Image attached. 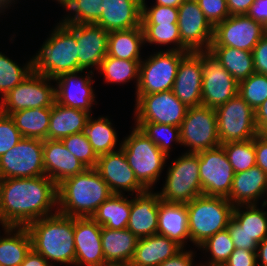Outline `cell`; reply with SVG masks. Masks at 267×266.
<instances>
[{"instance_id": "1", "label": "cell", "mask_w": 267, "mask_h": 266, "mask_svg": "<svg viewBox=\"0 0 267 266\" xmlns=\"http://www.w3.org/2000/svg\"><path fill=\"white\" fill-rule=\"evenodd\" d=\"M56 204L57 185L46 175L0 179V223L5 230L53 214L50 209Z\"/></svg>"}, {"instance_id": "2", "label": "cell", "mask_w": 267, "mask_h": 266, "mask_svg": "<svg viewBox=\"0 0 267 266\" xmlns=\"http://www.w3.org/2000/svg\"><path fill=\"white\" fill-rule=\"evenodd\" d=\"M57 212L69 217H92L112 192L96 168H86L57 185Z\"/></svg>"}, {"instance_id": "3", "label": "cell", "mask_w": 267, "mask_h": 266, "mask_svg": "<svg viewBox=\"0 0 267 266\" xmlns=\"http://www.w3.org/2000/svg\"><path fill=\"white\" fill-rule=\"evenodd\" d=\"M32 249L48 263L75 264L74 217L56 213L26 226Z\"/></svg>"}, {"instance_id": "4", "label": "cell", "mask_w": 267, "mask_h": 266, "mask_svg": "<svg viewBox=\"0 0 267 266\" xmlns=\"http://www.w3.org/2000/svg\"><path fill=\"white\" fill-rule=\"evenodd\" d=\"M77 46L76 24L59 23L31 59L32 70L51 79L78 71Z\"/></svg>"}, {"instance_id": "5", "label": "cell", "mask_w": 267, "mask_h": 266, "mask_svg": "<svg viewBox=\"0 0 267 266\" xmlns=\"http://www.w3.org/2000/svg\"><path fill=\"white\" fill-rule=\"evenodd\" d=\"M186 206L190 241L198 246L228 227L234 208L226 197L206 195L196 197Z\"/></svg>"}, {"instance_id": "6", "label": "cell", "mask_w": 267, "mask_h": 266, "mask_svg": "<svg viewBox=\"0 0 267 266\" xmlns=\"http://www.w3.org/2000/svg\"><path fill=\"white\" fill-rule=\"evenodd\" d=\"M120 148L138 182L145 189H150L158 180L167 156L136 126Z\"/></svg>"}, {"instance_id": "7", "label": "cell", "mask_w": 267, "mask_h": 266, "mask_svg": "<svg viewBox=\"0 0 267 266\" xmlns=\"http://www.w3.org/2000/svg\"><path fill=\"white\" fill-rule=\"evenodd\" d=\"M199 155L185 153L168 169L167 179L160 199L166 202L188 204L203 195L199 177Z\"/></svg>"}, {"instance_id": "8", "label": "cell", "mask_w": 267, "mask_h": 266, "mask_svg": "<svg viewBox=\"0 0 267 266\" xmlns=\"http://www.w3.org/2000/svg\"><path fill=\"white\" fill-rule=\"evenodd\" d=\"M160 51L139 64L137 95L172 90L180 61L189 53L176 50Z\"/></svg>"}, {"instance_id": "9", "label": "cell", "mask_w": 267, "mask_h": 266, "mask_svg": "<svg viewBox=\"0 0 267 266\" xmlns=\"http://www.w3.org/2000/svg\"><path fill=\"white\" fill-rule=\"evenodd\" d=\"M203 68L202 106L216 109L238 94V82L210 50L194 51Z\"/></svg>"}, {"instance_id": "10", "label": "cell", "mask_w": 267, "mask_h": 266, "mask_svg": "<svg viewBox=\"0 0 267 266\" xmlns=\"http://www.w3.org/2000/svg\"><path fill=\"white\" fill-rule=\"evenodd\" d=\"M215 111L220 144L247 141L258 134L255 111L238 94Z\"/></svg>"}, {"instance_id": "11", "label": "cell", "mask_w": 267, "mask_h": 266, "mask_svg": "<svg viewBox=\"0 0 267 266\" xmlns=\"http://www.w3.org/2000/svg\"><path fill=\"white\" fill-rule=\"evenodd\" d=\"M51 79L34 71L9 91L0 102V112L6 115L28 108H51L56 101Z\"/></svg>"}, {"instance_id": "12", "label": "cell", "mask_w": 267, "mask_h": 266, "mask_svg": "<svg viewBox=\"0 0 267 266\" xmlns=\"http://www.w3.org/2000/svg\"><path fill=\"white\" fill-rule=\"evenodd\" d=\"M180 143L190 147L188 153L221 146L215 109L202 105L188 108L180 126Z\"/></svg>"}, {"instance_id": "13", "label": "cell", "mask_w": 267, "mask_h": 266, "mask_svg": "<svg viewBox=\"0 0 267 266\" xmlns=\"http://www.w3.org/2000/svg\"><path fill=\"white\" fill-rule=\"evenodd\" d=\"M43 175V140L22 137L16 146L0 156V179Z\"/></svg>"}, {"instance_id": "14", "label": "cell", "mask_w": 267, "mask_h": 266, "mask_svg": "<svg viewBox=\"0 0 267 266\" xmlns=\"http://www.w3.org/2000/svg\"><path fill=\"white\" fill-rule=\"evenodd\" d=\"M136 97V122H153L180 127L188 110L172 90Z\"/></svg>"}, {"instance_id": "15", "label": "cell", "mask_w": 267, "mask_h": 266, "mask_svg": "<svg viewBox=\"0 0 267 266\" xmlns=\"http://www.w3.org/2000/svg\"><path fill=\"white\" fill-rule=\"evenodd\" d=\"M197 154L203 195L227 197L231 191L235 172L224 149L219 146Z\"/></svg>"}, {"instance_id": "16", "label": "cell", "mask_w": 267, "mask_h": 266, "mask_svg": "<svg viewBox=\"0 0 267 266\" xmlns=\"http://www.w3.org/2000/svg\"><path fill=\"white\" fill-rule=\"evenodd\" d=\"M264 36V26L247 14L230 15L214 26L210 46H227L252 52Z\"/></svg>"}, {"instance_id": "17", "label": "cell", "mask_w": 267, "mask_h": 266, "mask_svg": "<svg viewBox=\"0 0 267 266\" xmlns=\"http://www.w3.org/2000/svg\"><path fill=\"white\" fill-rule=\"evenodd\" d=\"M178 28L181 43L190 52L209 50L214 27L196 0H184L178 7Z\"/></svg>"}, {"instance_id": "18", "label": "cell", "mask_w": 267, "mask_h": 266, "mask_svg": "<svg viewBox=\"0 0 267 266\" xmlns=\"http://www.w3.org/2000/svg\"><path fill=\"white\" fill-rule=\"evenodd\" d=\"M95 168L107 183L112 194H121L123 189L137 193L146 190L136 179L121 148L118 151L98 156Z\"/></svg>"}, {"instance_id": "19", "label": "cell", "mask_w": 267, "mask_h": 266, "mask_svg": "<svg viewBox=\"0 0 267 266\" xmlns=\"http://www.w3.org/2000/svg\"><path fill=\"white\" fill-rule=\"evenodd\" d=\"M102 227L92 217H74L75 265L105 266Z\"/></svg>"}, {"instance_id": "20", "label": "cell", "mask_w": 267, "mask_h": 266, "mask_svg": "<svg viewBox=\"0 0 267 266\" xmlns=\"http://www.w3.org/2000/svg\"><path fill=\"white\" fill-rule=\"evenodd\" d=\"M109 32L96 24H76L78 71L101 67L108 52Z\"/></svg>"}, {"instance_id": "21", "label": "cell", "mask_w": 267, "mask_h": 266, "mask_svg": "<svg viewBox=\"0 0 267 266\" xmlns=\"http://www.w3.org/2000/svg\"><path fill=\"white\" fill-rule=\"evenodd\" d=\"M203 68L200 59L189 52L177 70L172 91L188 108L202 105Z\"/></svg>"}, {"instance_id": "22", "label": "cell", "mask_w": 267, "mask_h": 266, "mask_svg": "<svg viewBox=\"0 0 267 266\" xmlns=\"http://www.w3.org/2000/svg\"><path fill=\"white\" fill-rule=\"evenodd\" d=\"M81 71L69 72L59 75L54 79L57 81L55 87L56 102L70 108L84 110L90 113L95 95L92 89V76L86 78L77 77Z\"/></svg>"}, {"instance_id": "23", "label": "cell", "mask_w": 267, "mask_h": 266, "mask_svg": "<svg viewBox=\"0 0 267 266\" xmlns=\"http://www.w3.org/2000/svg\"><path fill=\"white\" fill-rule=\"evenodd\" d=\"M45 175L56 185L64 179L83 172L87 167L72 155L62 140H43Z\"/></svg>"}, {"instance_id": "24", "label": "cell", "mask_w": 267, "mask_h": 266, "mask_svg": "<svg viewBox=\"0 0 267 266\" xmlns=\"http://www.w3.org/2000/svg\"><path fill=\"white\" fill-rule=\"evenodd\" d=\"M142 0H103L102 14L95 23L108 32L141 26Z\"/></svg>"}, {"instance_id": "25", "label": "cell", "mask_w": 267, "mask_h": 266, "mask_svg": "<svg viewBox=\"0 0 267 266\" xmlns=\"http://www.w3.org/2000/svg\"><path fill=\"white\" fill-rule=\"evenodd\" d=\"M159 201V193H152L149 189L137 193L131 200L127 229L138 238L157 234Z\"/></svg>"}, {"instance_id": "26", "label": "cell", "mask_w": 267, "mask_h": 266, "mask_svg": "<svg viewBox=\"0 0 267 266\" xmlns=\"http://www.w3.org/2000/svg\"><path fill=\"white\" fill-rule=\"evenodd\" d=\"M265 192L267 174L255 165L247 171L234 174L231 191L226 198L233 206L257 204V199Z\"/></svg>"}, {"instance_id": "27", "label": "cell", "mask_w": 267, "mask_h": 266, "mask_svg": "<svg viewBox=\"0 0 267 266\" xmlns=\"http://www.w3.org/2000/svg\"><path fill=\"white\" fill-rule=\"evenodd\" d=\"M157 234L175 241L182 248L186 239H190L188 210L186 204L166 202L158 203Z\"/></svg>"}, {"instance_id": "28", "label": "cell", "mask_w": 267, "mask_h": 266, "mask_svg": "<svg viewBox=\"0 0 267 266\" xmlns=\"http://www.w3.org/2000/svg\"><path fill=\"white\" fill-rule=\"evenodd\" d=\"M139 238L129 229L102 227L101 242L108 265H129L134 257Z\"/></svg>"}, {"instance_id": "29", "label": "cell", "mask_w": 267, "mask_h": 266, "mask_svg": "<svg viewBox=\"0 0 267 266\" xmlns=\"http://www.w3.org/2000/svg\"><path fill=\"white\" fill-rule=\"evenodd\" d=\"M182 247L166 236L154 234L139 238L129 266H159L178 253Z\"/></svg>"}, {"instance_id": "30", "label": "cell", "mask_w": 267, "mask_h": 266, "mask_svg": "<svg viewBox=\"0 0 267 266\" xmlns=\"http://www.w3.org/2000/svg\"><path fill=\"white\" fill-rule=\"evenodd\" d=\"M91 113L63 106L55 101L51 107L48 140L63 138L83 132Z\"/></svg>"}, {"instance_id": "31", "label": "cell", "mask_w": 267, "mask_h": 266, "mask_svg": "<svg viewBox=\"0 0 267 266\" xmlns=\"http://www.w3.org/2000/svg\"><path fill=\"white\" fill-rule=\"evenodd\" d=\"M145 43L142 25L127 30L109 32L108 56L119 59L141 61L140 47Z\"/></svg>"}, {"instance_id": "32", "label": "cell", "mask_w": 267, "mask_h": 266, "mask_svg": "<svg viewBox=\"0 0 267 266\" xmlns=\"http://www.w3.org/2000/svg\"><path fill=\"white\" fill-rule=\"evenodd\" d=\"M131 200L122 194H112L92 215L101 226L109 229H126L130 217Z\"/></svg>"}, {"instance_id": "33", "label": "cell", "mask_w": 267, "mask_h": 266, "mask_svg": "<svg viewBox=\"0 0 267 266\" xmlns=\"http://www.w3.org/2000/svg\"><path fill=\"white\" fill-rule=\"evenodd\" d=\"M15 229L14 236H9ZM6 233L0 238V266H20L32 249L30 234L26 227H9Z\"/></svg>"}, {"instance_id": "34", "label": "cell", "mask_w": 267, "mask_h": 266, "mask_svg": "<svg viewBox=\"0 0 267 266\" xmlns=\"http://www.w3.org/2000/svg\"><path fill=\"white\" fill-rule=\"evenodd\" d=\"M51 108H28L10 114L22 137L46 140Z\"/></svg>"}, {"instance_id": "35", "label": "cell", "mask_w": 267, "mask_h": 266, "mask_svg": "<svg viewBox=\"0 0 267 266\" xmlns=\"http://www.w3.org/2000/svg\"><path fill=\"white\" fill-rule=\"evenodd\" d=\"M209 50L237 82L248 78L255 72L250 51L227 46H210Z\"/></svg>"}, {"instance_id": "36", "label": "cell", "mask_w": 267, "mask_h": 266, "mask_svg": "<svg viewBox=\"0 0 267 266\" xmlns=\"http://www.w3.org/2000/svg\"><path fill=\"white\" fill-rule=\"evenodd\" d=\"M83 133L97 156L115 151L117 134L108 118L93 120L90 116Z\"/></svg>"}, {"instance_id": "37", "label": "cell", "mask_w": 267, "mask_h": 266, "mask_svg": "<svg viewBox=\"0 0 267 266\" xmlns=\"http://www.w3.org/2000/svg\"><path fill=\"white\" fill-rule=\"evenodd\" d=\"M241 206H234L232 218L259 244L267 237V212L256 204L245 205L247 211H240Z\"/></svg>"}, {"instance_id": "38", "label": "cell", "mask_w": 267, "mask_h": 266, "mask_svg": "<svg viewBox=\"0 0 267 266\" xmlns=\"http://www.w3.org/2000/svg\"><path fill=\"white\" fill-rule=\"evenodd\" d=\"M140 62L106 55L98 70L104 73L105 80L109 83H125L136 78L138 87Z\"/></svg>"}, {"instance_id": "39", "label": "cell", "mask_w": 267, "mask_h": 266, "mask_svg": "<svg viewBox=\"0 0 267 266\" xmlns=\"http://www.w3.org/2000/svg\"><path fill=\"white\" fill-rule=\"evenodd\" d=\"M64 8L73 11L62 23L95 24L101 17L103 0H59Z\"/></svg>"}, {"instance_id": "40", "label": "cell", "mask_w": 267, "mask_h": 266, "mask_svg": "<svg viewBox=\"0 0 267 266\" xmlns=\"http://www.w3.org/2000/svg\"><path fill=\"white\" fill-rule=\"evenodd\" d=\"M235 173L247 171L256 165L254 138L247 141L221 144Z\"/></svg>"}, {"instance_id": "41", "label": "cell", "mask_w": 267, "mask_h": 266, "mask_svg": "<svg viewBox=\"0 0 267 266\" xmlns=\"http://www.w3.org/2000/svg\"><path fill=\"white\" fill-rule=\"evenodd\" d=\"M136 127L140 128L148 138L166 155L169 156V146L171 141L180 144V127L168 124L153 122H135ZM163 133L165 136H162Z\"/></svg>"}, {"instance_id": "42", "label": "cell", "mask_w": 267, "mask_h": 266, "mask_svg": "<svg viewBox=\"0 0 267 266\" xmlns=\"http://www.w3.org/2000/svg\"><path fill=\"white\" fill-rule=\"evenodd\" d=\"M238 95L255 111L267 99V75L254 72L238 82Z\"/></svg>"}, {"instance_id": "43", "label": "cell", "mask_w": 267, "mask_h": 266, "mask_svg": "<svg viewBox=\"0 0 267 266\" xmlns=\"http://www.w3.org/2000/svg\"><path fill=\"white\" fill-rule=\"evenodd\" d=\"M199 247L210 251L212 259L208 263L209 266H223L235 250L227 228L207 238Z\"/></svg>"}, {"instance_id": "44", "label": "cell", "mask_w": 267, "mask_h": 266, "mask_svg": "<svg viewBox=\"0 0 267 266\" xmlns=\"http://www.w3.org/2000/svg\"><path fill=\"white\" fill-rule=\"evenodd\" d=\"M144 32V40L155 44H177L170 50L190 52L182 43L178 24H141Z\"/></svg>"}, {"instance_id": "45", "label": "cell", "mask_w": 267, "mask_h": 266, "mask_svg": "<svg viewBox=\"0 0 267 266\" xmlns=\"http://www.w3.org/2000/svg\"><path fill=\"white\" fill-rule=\"evenodd\" d=\"M31 60L23 68L13 60L0 53V93L2 98L14 87L20 84L31 73Z\"/></svg>"}, {"instance_id": "46", "label": "cell", "mask_w": 267, "mask_h": 266, "mask_svg": "<svg viewBox=\"0 0 267 266\" xmlns=\"http://www.w3.org/2000/svg\"><path fill=\"white\" fill-rule=\"evenodd\" d=\"M67 150L87 168H95L98 156L83 132L72 134L62 139Z\"/></svg>"}, {"instance_id": "47", "label": "cell", "mask_w": 267, "mask_h": 266, "mask_svg": "<svg viewBox=\"0 0 267 266\" xmlns=\"http://www.w3.org/2000/svg\"><path fill=\"white\" fill-rule=\"evenodd\" d=\"M142 0L141 24H178V8L157 5L146 7Z\"/></svg>"}, {"instance_id": "48", "label": "cell", "mask_w": 267, "mask_h": 266, "mask_svg": "<svg viewBox=\"0 0 267 266\" xmlns=\"http://www.w3.org/2000/svg\"><path fill=\"white\" fill-rule=\"evenodd\" d=\"M22 139L10 115L0 112V156L16 146Z\"/></svg>"}, {"instance_id": "49", "label": "cell", "mask_w": 267, "mask_h": 266, "mask_svg": "<svg viewBox=\"0 0 267 266\" xmlns=\"http://www.w3.org/2000/svg\"><path fill=\"white\" fill-rule=\"evenodd\" d=\"M206 19L214 27L230 16L226 0H196Z\"/></svg>"}, {"instance_id": "50", "label": "cell", "mask_w": 267, "mask_h": 266, "mask_svg": "<svg viewBox=\"0 0 267 266\" xmlns=\"http://www.w3.org/2000/svg\"><path fill=\"white\" fill-rule=\"evenodd\" d=\"M227 230L234 243L235 249L257 250L258 243L253 240L233 218L229 220Z\"/></svg>"}, {"instance_id": "51", "label": "cell", "mask_w": 267, "mask_h": 266, "mask_svg": "<svg viewBox=\"0 0 267 266\" xmlns=\"http://www.w3.org/2000/svg\"><path fill=\"white\" fill-rule=\"evenodd\" d=\"M254 71L267 75V37L264 35L252 50Z\"/></svg>"}, {"instance_id": "52", "label": "cell", "mask_w": 267, "mask_h": 266, "mask_svg": "<svg viewBox=\"0 0 267 266\" xmlns=\"http://www.w3.org/2000/svg\"><path fill=\"white\" fill-rule=\"evenodd\" d=\"M257 263L256 251L237 248L224 266H257Z\"/></svg>"}, {"instance_id": "53", "label": "cell", "mask_w": 267, "mask_h": 266, "mask_svg": "<svg viewBox=\"0 0 267 266\" xmlns=\"http://www.w3.org/2000/svg\"><path fill=\"white\" fill-rule=\"evenodd\" d=\"M256 165L267 174V135L257 134L254 137Z\"/></svg>"}, {"instance_id": "54", "label": "cell", "mask_w": 267, "mask_h": 266, "mask_svg": "<svg viewBox=\"0 0 267 266\" xmlns=\"http://www.w3.org/2000/svg\"><path fill=\"white\" fill-rule=\"evenodd\" d=\"M247 15L263 26L267 24V0H254Z\"/></svg>"}, {"instance_id": "55", "label": "cell", "mask_w": 267, "mask_h": 266, "mask_svg": "<svg viewBox=\"0 0 267 266\" xmlns=\"http://www.w3.org/2000/svg\"><path fill=\"white\" fill-rule=\"evenodd\" d=\"M193 253L192 251L183 252V248L171 258H168L159 266H193Z\"/></svg>"}, {"instance_id": "56", "label": "cell", "mask_w": 267, "mask_h": 266, "mask_svg": "<svg viewBox=\"0 0 267 266\" xmlns=\"http://www.w3.org/2000/svg\"><path fill=\"white\" fill-rule=\"evenodd\" d=\"M255 122L258 134L267 135V99L255 110Z\"/></svg>"}, {"instance_id": "57", "label": "cell", "mask_w": 267, "mask_h": 266, "mask_svg": "<svg viewBox=\"0 0 267 266\" xmlns=\"http://www.w3.org/2000/svg\"><path fill=\"white\" fill-rule=\"evenodd\" d=\"M230 15L247 14L254 0H226Z\"/></svg>"}, {"instance_id": "58", "label": "cell", "mask_w": 267, "mask_h": 266, "mask_svg": "<svg viewBox=\"0 0 267 266\" xmlns=\"http://www.w3.org/2000/svg\"><path fill=\"white\" fill-rule=\"evenodd\" d=\"M50 264L39 253L31 249L20 266H53Z\"/></svg>"}, {"instance_id": "59", "label": "cell", "mask_w": 267, "mask_h": 266, "mask_svg": "<svg viewBox=\"0 0 267 266\" xmlns=\"http://www.w3.org/2000/svg\"><path fill=\"white\" fill-rule=\"evenodd\" d=\"M256 257L261 259V263L258 266H267V237L258 244Z\"/></svg>"}, {"instance_id": "60", "label": "cell", "mask_w": 267, "mask_h": 266, "mask_svg": "<svg viewBox=\"0 0 267 266\" xmlns=\"http://www.w3.org/2000/svg\"><path fill=\"white\" fill-rule=\"evenodd\" d=\"M184 0H156L157 5L178 8Z\"/></svg>"}, {"instance_id": "61", "label": "cell", "mask_w": 267, "mask_h": 266, "mask_svg": "<svg viewBox=\"0 0 267 266\" xmlns=\"http://www.w3.org/2000/svg\"><path fill=\"white\" fill-rule=\"evenodd\" d=\"M11 1H12V0H0V6L4 9V8L10 6L9 3H12ZM13 1H14V0H13Z\"/></svg>"}, {"instance_id": "62", "label": "cell", "mask_w": 267, "mask_h": 266, "mask_svg": "<svg viewBox=\"0 0 267 266\" xmlns=\"http://www.w3.org/2000/svg\"><path fill=\"white\" fill-rule=\"evenodd\" d=\"M264 35L267 37V24L264 25Z\"/></svg>"}, {"instance_id": "63", "label": "cell", "mask_w": 267, "mask_h": 266, "mask_svg": "<svg viewBox=\"0 0 267 266\" xmlns=\"http://www.w3.org/2000/svg\"><path fill=\"white\" fill-rule=\"evenodd\" d=\"M105 266H129V265H105Z\"/></svg>"}]
</instances>
